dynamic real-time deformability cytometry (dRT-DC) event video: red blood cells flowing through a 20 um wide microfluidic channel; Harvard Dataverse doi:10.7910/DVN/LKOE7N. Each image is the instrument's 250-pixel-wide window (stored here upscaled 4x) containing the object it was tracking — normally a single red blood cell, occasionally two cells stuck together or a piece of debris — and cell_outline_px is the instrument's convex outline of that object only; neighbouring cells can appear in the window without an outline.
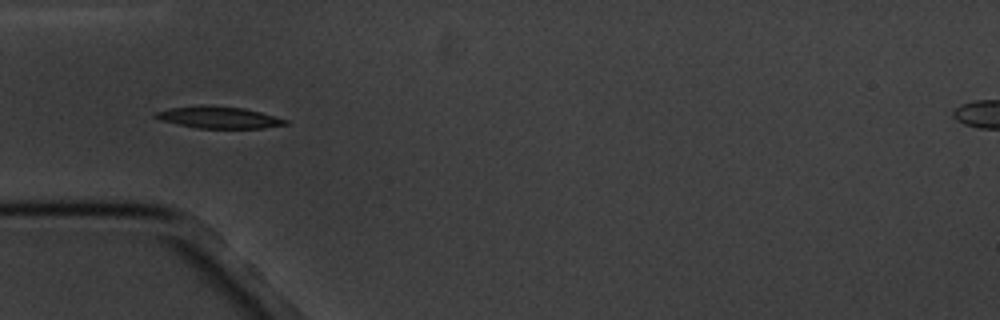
{"species": "common noctule bat (a hibernating species)", "species_latin": "Nyctalus noctula", "temperature_condition": "cold", "stored_images_in_passage": 2, "camera_frame_rate_fps": 3000, "um_per_image_px": 0.085, "animal": {"sex": "male", "body_mass_g": 20.1, "forearm_length_mm": 53.5}, "frame": {"image": 1, "passage_image": 1, "time_ms": 0.0, "image_size_px": [1000, 320], "cell_outline_px": [[288, 124], [264, 128], [196, 128], [176, 124], [160, 120], [152, 116], [152, 112], [172, 108], [244, 108], [260, 112], [288, 120]], "centroid_in_image_um": [18.6, 10.03], "position_along_channel_um": 66.4, "area_um2": 15.61}}
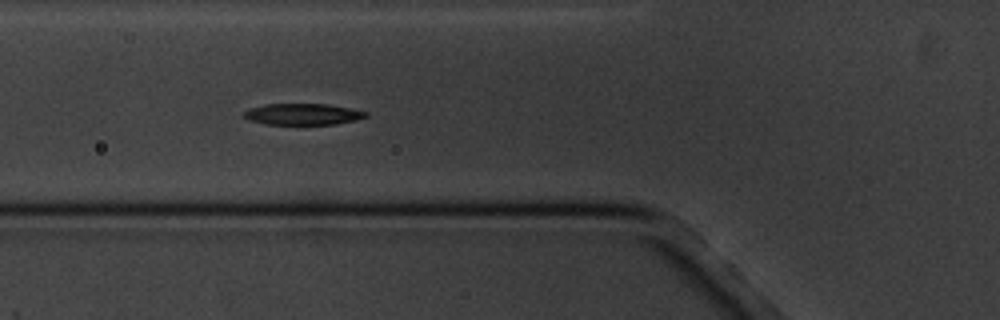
{"frame": {"image": 2, "passage_image": 2, "time_ms": 1.0, "image_size_px": [1000, 320], "cell_outline_px": [[368, 116], [356, 120], [336, 124], [268, 124], [248, 120], [240, 116], [248, 108], [264, 104], [328, 104], [352, 108], [368, 112]], "centroid_in_image_um": [25.72, 9.7], "position_along_channel_um": 100.1, "area_um2": 15.32}}